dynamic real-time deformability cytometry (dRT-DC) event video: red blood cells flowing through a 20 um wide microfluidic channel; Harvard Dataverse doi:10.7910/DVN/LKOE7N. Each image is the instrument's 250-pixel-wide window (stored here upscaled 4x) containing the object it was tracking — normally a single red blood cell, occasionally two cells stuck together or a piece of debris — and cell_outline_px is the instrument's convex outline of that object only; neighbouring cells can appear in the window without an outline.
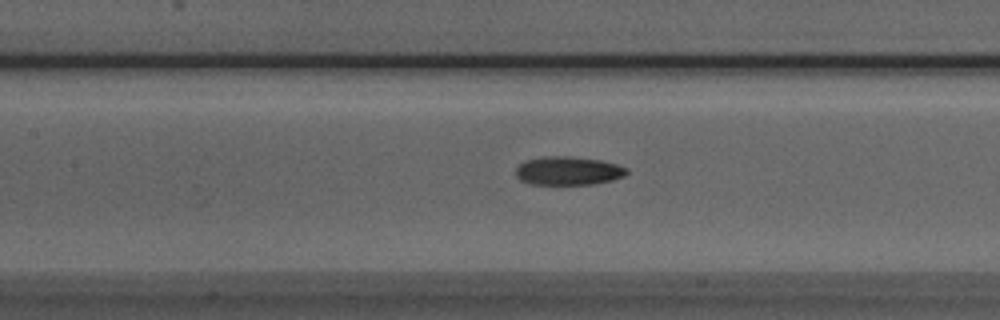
{"species": "Egyptian fruit bat (a non-hibernating species)", "species_latin": "Rousettus aegyptiacus", "temperature_condition": "room temperature", "stored_images_in_passage": 51, "camera_frame_rate_fps": 3000, "um_per_image_px": 0.085, "animal": {"sex": "male"}, "frame": {"image": 1, "passage_image": 22, "time_ms": 7.0, "image_size_px": [1000, 320], "cell_outline_px": [[628, 172], [624, 176], [612, 180], [592, 184], [532, 184], [520, 180], [516, 176], [516, 168], [524, 160], [544, 156], [568, 156], [600, 160], [616, 164], [628, 168]], "centroid_in_image_um": [48.28, 14.51], "position_along_channel_um": 159.1, "area_um2": 18.44}}
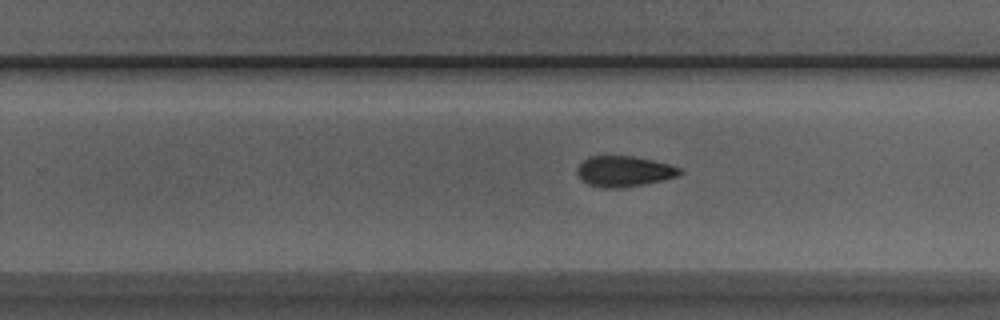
{"frame": {"image": 2, "passage_image": 31, "time_ms": 10.0, "image_size_px": [1000, 320], "cell_outline_px": [[684, 172], [676, 176], [664, 180], [644, 184], [620, 188], [604, 188], [588, 184], [580, 180], [576, 172], [576, 168], [588, 156], [632, 156], [652, 160], [668, 164], [680, 168]], "centroid_in_image_um": [53.01, 14.57], "position_along_channel_um": 276.8, "area_um2": 18.38}}
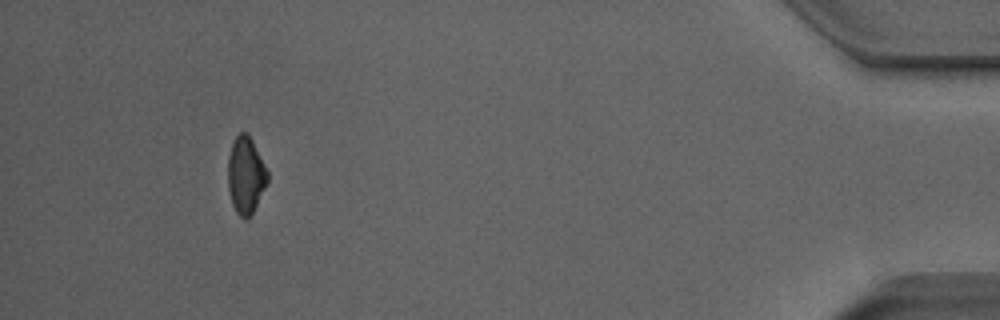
{"frame": {"image": 3, "passage_image": 47, "time_ms": 15.333, "image_size_px": [1000, 320], "cell_outline_px": [[268, 180], [248, 220], [244, 220], [236, 212], [232, 204], [228, 188], [228, 156], [232, 140], [240, 132], [248, 132], [268, 172]], "centroid_in_image_um": [20.86, 14.87], "position_along_channel_um": 414.3, "area_um2": 17.69}, "authors_computed_cell_mechanics": {"area_um2": 18.4382, "velocity_mm_per_s": 3.9353, "shape_relaxation_time_tau1_ms": 7.9684, "shape_relaxation_time_tau2_ms": 8.6284, "deformation_change_tau1": 0.1734, "deformation_change_tau2": 0.1774}}